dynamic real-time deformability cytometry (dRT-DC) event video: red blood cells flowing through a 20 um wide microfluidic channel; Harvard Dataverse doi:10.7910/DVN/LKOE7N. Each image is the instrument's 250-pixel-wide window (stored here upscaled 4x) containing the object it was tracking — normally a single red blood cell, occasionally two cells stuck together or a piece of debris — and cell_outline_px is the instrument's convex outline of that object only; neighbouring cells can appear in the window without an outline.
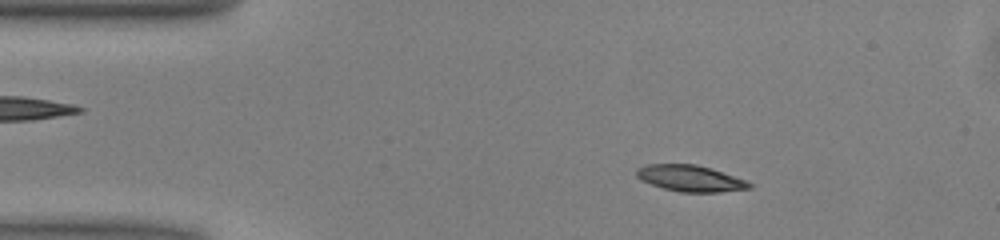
{"species": "common noctule bat (a hibernating species)", "species_latin": "Nyctalus noctula", "temperature_condition": "warm", "stored_images_in_passage": 50, "camera_frame_rate_fps": 3000, "um_per_image_px": 0.085, "animal": {"sex": "male", "body_mass_g": 13.0, "forearm_length_mm": 53.1}, "frame": {"image": 1, "passage_image": 8, "time_ms": 2.333, "image_size_px": [1000, 240], "cell_outline_px": [[752, 188], [720, 192], [680, 192], [664, 188], [640, 180], [636, 176], [636, 168], [648, 164], [696, 164], [712, 168], [744, 180], [752, 184]], "centroid_in_image_um": [58.65, 15.15], "position_along_channel_um": 26.3, "area_um2": 17.22}}
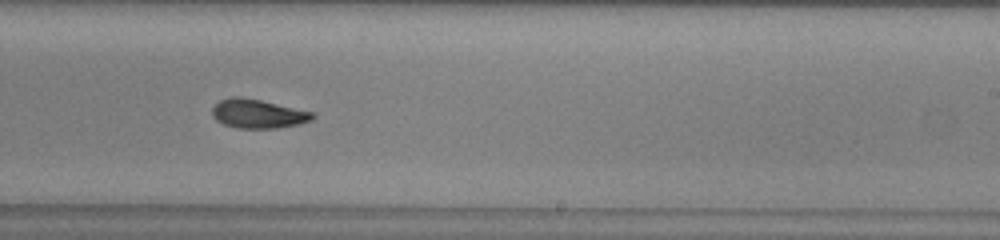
{"frame": {"image": 2, "passage_image": 30, "time_ms": 9.667, "image_size_px": [1000, 240], "cell_outline_px": [[316, 116], [312, 120], [300, 124], [276, 128], [236, 128], [224, 124], [216, 120], [212, 116], [212, 108], [220, 100], [236, 96], [240, 96], [260, 100], [312, 112]], "centroid_in_image_um": [21.91, 9.67], "position_along_channel_um": 267.1, "area_um2": 16.82}}
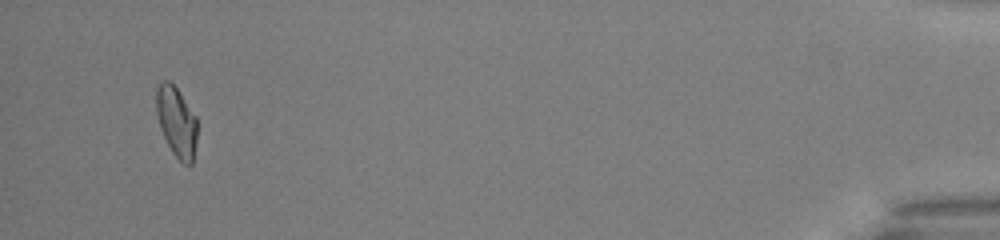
{"frame": {"image": 3, "passage_image": 48, "time_ms": 15.667, "image_size_px": [1000, 240], "cell_outline_px": [[196, 144], [192, 164], [184, 164], [172, 152], [160, 128], [156, 112], [156, 88], [160, 80], [168, 80], [176, 88], [196, 116]], "centroid_in_image_um": [14.98, 10.33], "position_along_channel_um": 420.2, "area_um2": 16.59}, "authors_computed_cell_mechanics": {"area_um2": 17.0799, "velocity_mm_per_s": 4.017, "shape_relaxation_time_tau1_ms": 4.3367, "shape_relaxation_time_tau2_ms": 4.8533, "deformation_change_tau1": 0.1474, "deformation_change_tau2": 0.1061}}